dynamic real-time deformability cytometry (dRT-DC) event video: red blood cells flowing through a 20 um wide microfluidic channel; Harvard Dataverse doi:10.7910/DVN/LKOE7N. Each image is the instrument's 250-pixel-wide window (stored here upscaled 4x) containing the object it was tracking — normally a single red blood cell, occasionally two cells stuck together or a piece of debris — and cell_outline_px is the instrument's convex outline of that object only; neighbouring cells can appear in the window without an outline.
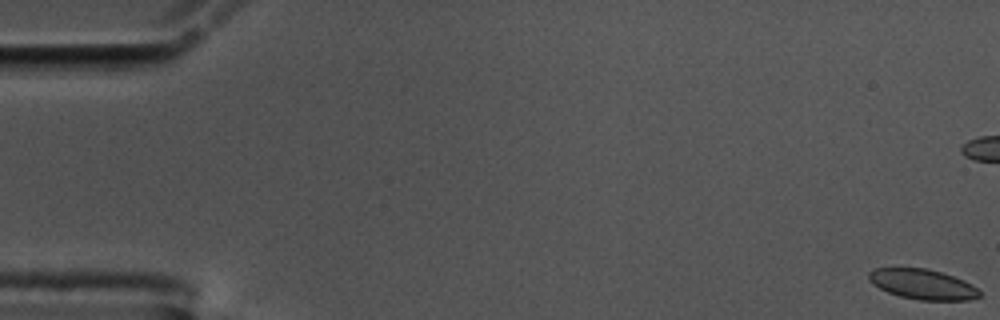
{"species": "common noctule bat (a hibernating species)", "species_latin": "Nyctalus noctula", "temperature_condition": "cold", "stored_images_in_passage": 41, "camera_frame_rate_fps": 3000, "um_per_image_px": 0.085, "animal": {"sex": "male", "body_mass_g": 17.5, "forearm_length_mm": 52.3}, "frame": {"image": 1, "passage_image": 1, "time_ms": 0.0, "image_size_px": [1000, 320], "cell_outline_px": [[980, 296], [968, 300], [920, 300], [900, 296], [888, 292], [872, 284], [868, 280], [868, 272], [876, 268], [928, 268], [964, 280], [972, 284], [980, 292]], "centroid_in_image_um": [78.4, 24.16], "position_along_channel_um": 6.6, "area_um2": 19.36}}
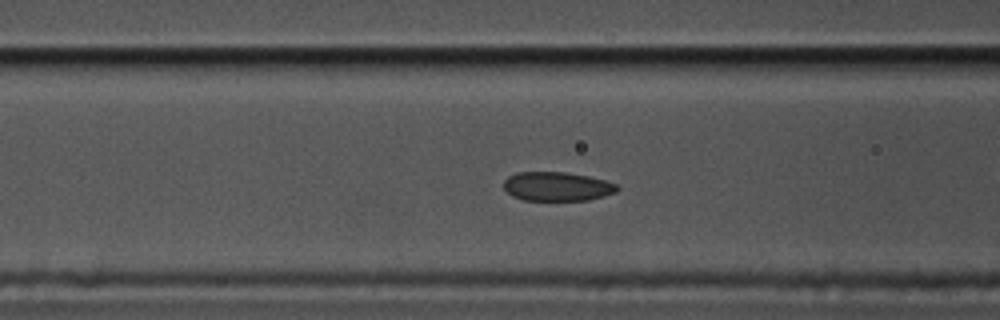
{"frame": {"image": 2, "passage_image": 23, "time_ms": 7.333, "image_size_px": [1000, 320], "cell_outline_px": [[620, 188], [616, 192], [604, 196], [588, 200], [524, 200], [512, 196], [504, 188], [504, 180], [508, 176], [516, 172], [564, 172], [588, 176], [604, 180], [616, 184]], "centroid_in_image_um": [47.34, 15.85], "position_along_channel_um": 119.3, "area_um2": 19.19}}
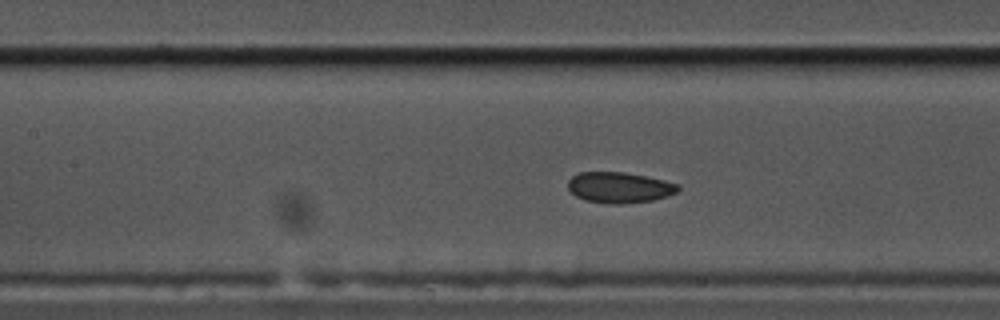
{"frame": {"image": 3, "passage_image": 26, "time_ms": 8.333, "image_size_px": [1000, 320], "cell_outline_px": [[680, 192], [652, 200], [620, 204], [608, 204], [584, 200], [576, 196], [568, 188], [568, 180], [572, 176], [580, 172], [624, 172], [664, 180], [680, 184]], "centroid_in_image_um": [52.66, 15.94], "position_along_channel_um": 154.7, "area_um2": 19.83}}